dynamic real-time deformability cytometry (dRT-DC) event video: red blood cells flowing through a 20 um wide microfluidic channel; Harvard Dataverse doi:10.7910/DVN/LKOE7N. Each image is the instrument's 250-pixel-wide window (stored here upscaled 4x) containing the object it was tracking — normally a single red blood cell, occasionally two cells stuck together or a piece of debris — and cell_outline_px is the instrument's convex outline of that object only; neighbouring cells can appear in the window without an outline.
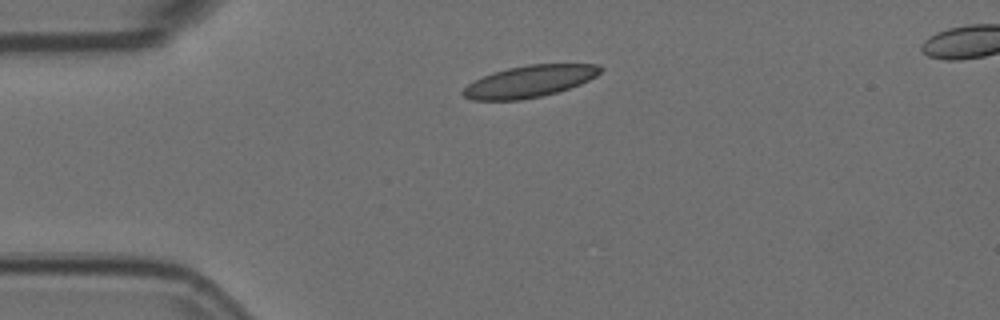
{"species": "Egyptian fruit bat (a non-hibernating species)", "species_latin": "Rousettus aegyptiacus", "temperature_condition": "room temperature", "stored_images_in_passage": 2, "camera_frame_rate_fps": 3000, "um_per_image_px": 0.085, "animal": {"sex": "female"}, "frame": {"image": 1, "passage_image": 2, "time_ms": 0.333, "image_size_px": [1000, 320], "cell_outline_px": [[604, 68], [596, 76], [580, 84], [556, 92], [540, 96], [520, 100], [472, 100], [464, 96], [460, 92], [468, 84], [492, 72], [508, 68], [528, 64], [600, 64]], "centroid_in_image_um": [45.01, 6.91], "position_along_channel_um": 40.0, "area_um2": 25.32}}